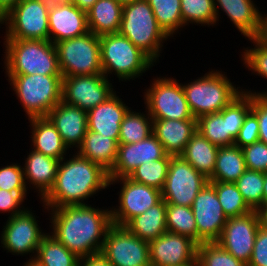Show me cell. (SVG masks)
<instances>
[{"label": "cell", "instance_id": "51", "mask_svg": "<svg viewBox=\"0 0 267 266\" xmlns=\"http://www.w3.org/2000/svg\"><path fill=\"white\" fill-rule=\"evenodd\" d=\"M258 220H259V227L264 230H267V205H262L256 210Z\"/></svg>", "mask_w": 267, "mask_h": 266}, {"label": "cell", "instance_id": "17", "mask_svg": "<svg viewBox=\"0 0 267 266\" xmlns=\"http://www.w3.org/2000/svg\"><path fill=\"white\" fill-rule=\"evenodd\" d=\"M192 211L197 226V244L216 242L227 222L215 188L208 182L192 203Z\"/></svg>", "mask_w": 267, "mask_h": 266}, {"label": "cell", "instance_id": "5", "mask_svg": "<svg viewBox=\"0 0 267 266\" xmlns=\"http://www.w3.org/2000/svg\"><path fill=\"white\" fill-rule=\"evenodd\" d=\"M224 70L210 69L204 75L181 83L193 116L220 112L241 92L242 88L227 77Z\"/></svg>", "mask_w": 267, "mask_h": 266}, {"label": "cell", "instance_id": "53", "mask_svg": "<svg viewBox=\"0 0 267 266\" xmlns=\"http://www.w3.org/2000/svg\"><path fill=\"white\" fill-rule=\"evenodd\" d=\"M20 0H0L1 7L8 13Z\"/></svg>", "mask_w": 267, "mask_h": 266}, {"label": "cell", "instance_id": "39", "mask_svg": "<svg viewBox=\"0 0 267 266\" xmlns=\"http://www.w3.org/2000/svg\"><path fill=\"white\" fill-rule=\"evenodd\" d=\"M169 163L170 155L166 154L162 159L142 163L129 175V178L162 191Z\"/></svg>", "mask_w": 267, "mask_h": 266}, {"label": "cell", "instance_id": "18", "mask_svg": "<svg viewBox=\"0 0 267 266\" xmlns=\"http://www.w3.org/2000/svg\"><path fill=\"white\" fill-rule=\"evenodd\" d=\"M258 228L259 220L256 211L240 217H230L216 242L236 259L248 265Z\"/></svg>", "mask_w": 267, "mask_h": 266}, {"label": "cell", "instance_id": "59", "mask_svg": "<svg viewBox=\"0 0 267 266\" xmlns=\"http://www.w3.org/2000/svg\"><path fill=\"white\" fill-rule=\"evenodd\" d=\"M49 3H58V2H72L73 0H45Z\"/></svg>", "mask_w": 267, "mask_h": 266}, {"label": "cell", "instance_id": "22", "mask_svg": "<svg viewBox=\"0 0 267 266\" xmlns=\"http://www.w3.org/2000/svg\"><path fill=\"white\" fill-rule=\"evenodd\" d=\"M47 117L55 125L68 148L71 151L77 150L88 130L87 111L60 101Z\"/></svg>", "mask_w": 267, "mask_h": 266}, {"label": "cell", "instance_id": "41", "mask_svg": "<svg viewBox=\"0 0 267 266\" xmlns=\"http://www.w3.org/2000/svg\"><path fill=\"white\" fill-rule=\"evenodd\" d=\"M199 266H248L223 249L217 242H203L197 247Z\"/></svg>", "mask_w": 267, "mask_h": 266}, {"label": "cell", "instance_id": "29", "mask_svg": "<svg viewBox=\"0 0 267 266\" xmlns=\"http://www.w3.org/2000/svg\"><path fill=\"white\" fill-rule=\"evenodd\" d=\"M125 227L144 241L155 240L167 231L166 202L161 199L144 213L132 218Z\"/></svg>", "mask_w": 267, "mask_h": 266}, {"label": "cell", "instance_id": "47", "mask_svg": "<svg viewBox=\"0 0 267 266\" xmlns=\"http://www.w3.org/2000/svg\"><path fill=\"white\" fill-rule=\"evenodd\" d=\"M251 111L259 124V141L267 144V103L258 95L251 93Z\"/></svg>", "mask_w": 267, "mask_h": 266}, {"label": "cell", "instance_id": "37", "mask_svg": "<svg viewBox=\"0 0 267 266\" xmlns=\"http://www.w3.org/2000/svg\"><path fill=\"white\" fill-rule=\"evenodd\" d=\"M180 2L184 29L190 24L207 27L217 25L214 0H180Z\"/></svg>", "mask_w": 267, "mask_h": 266}, {"label": "cell", "instance_id": "45", "mask_svg": "<svg viewBox=\"0 0 267 266\" xmlns=\"http://www.w3.org/2000/svg\"><path fill=\"white\" fill-rule=\"evenodd\" d=\"M29 191H7L0 189V213L8 214V218L23 212L27 207L24 201L27 199Z\"/></svg>", "mask_w": 267, "mask_h": 266}, {"label": "cell", "instance_id": "40", "mask_svg": "<svg viewBox=\"0 0 267 266\" xmlns=\"http://www.w3.org/2000/svg\"><path fill=\"white\" fill-rule=\"evenodd\" d=\"M235 184L253 211L263 205L264 173L247 169Z\"/></svg>", "mask_w": 267, "mask_h": 266}, {"label": "cell", "instance_id": "24", "mask_svg": "<svg viewBox=\"0 0 267 266\" xmlns=\"http://www.w3.org/2000/svg\"><path fill=\"white\" fill-rule=\"evenodd\" d=\"M217 24L220 11L226 14L233 26L245 37L255 38L259 33L262 13L255 0H214Z\"/></svg>", "mask_w": 267, "mask_h": 266}, {"label": "cell", "instance_id": "11", "mask_svg": "<svg viewBox=\"0 0 267 266\" xmlns=\"http://www.w3.org/2000/svg\"><path fill=\"white\" fill-rule=\"evenodd\" d=\"M34 212L27 207L23 212L7 218L0 232V247L11 255L29 254L30 258L26 262L34 261L41 240L48 232L41 229Z\"/></svg>", "mask_w": 267, "mask_h": 266}, {"label": "cell", "instance_id": "60", "mask_svg": "<svg viewBox=\"0 0 267 266\" xmlns=\"http://www.w3.org/2000/svg\"><path fill=\"white\" fill-rule=\"evenodd\" d=\"M22 266H37V265L33 262H25L22 264Z\"/></svg>", "mask_w": 267, "mask_h": 266}, {"label": "cell", "instance_id": "27", "mask_svg": "<svg viewBox=\"0 0 267 266\" xmlns=\"http://www.w3.org/2000/svg\"><path fill=\"white\" fill-rule=\"evenodd\" d=\"M28 121L31 130L30 149L58 160L68 156L70 149L48 117H34Z\"/></svg>", "mask_w": 267, "mask_h": 266}, {"label": "cell", "instance_id": "26", "mask_svg": "<svg viewBox=\"0 0 267 266\" xmlns=\"http://www.w3.org/2000/svg\"><path fill=\"white\" fill-rule=\"evenodd\" d=\"M196 132L197 119H153V134L170 156H180Z\"/></svg>", "mask_w": 267, "mask_h": 266}, {"label": "cell", "instance_id": "33", "mask_svg": "<svg viewBox=\"0 0 267 266\" xmlns=\"http://www.w3.org/2000/svg\"><path fill=\"white\" fill-rule=\"evenodd\" d=\"M79 259L47 233L41 240L33 263L37 266H78Z\"/></svg>", "mask_w": 267, "mask_h": 266}, {"label": "cell", "instance_id": "6", "mask_svg": "<svg viewBox=\"0 0 267 266\" xmlns=\"http://www.w3.org/2000/svg\"><path fill=\"white\" fill-rule=\"evenodd\" d=\"M119 33L159 63L163 46L171 39L159 26L147 0H135L123 6Z\"/></svg>", "mask_w": 267, "mask_h": 266}, {"label": "cell", "instance_id": "20", "mask_svg": "<svg viewBox=\"0 0 267 266\" xmlns=\"http://www.w3.org/2000/svg\"><path fill=\"white\" fill-rule=\"evenodd\" d=\"M166 155L162 144L154 134L137 143L119 144L109 179L129 177L142 163L162 159Z\"/></svg>", "mask_w": 267, "mask_h": 266}, {"label": "cell", "instance_id": "43", "mask_svg": "<svg viewBox=\"0 0 267 266\" xmlns=\"http://www.w3.org/2000/svg\"><path fill=\"white\" fill-rule=\"evenodd\" d=\"M21 163L11 162L0 167V189L7 191H30L28 190L23 166Z\"/></svg>", "mask_w": 267, "mask_h": 266}, {"label": "cell", "instance_id": "48", "mask_svg": "<svg viewBox=\"0 0 267 266\" xmlns=\"http://www.w3.org/2000/svg\"><path fill=\"white\" fill-rule=\"evenodd\" d=\"M248 266H267V230L258 228Z\"/></svg>", "mask_w": 267, "mask_h": 266}, {"label": "cell", "instance_id": "30", "mask_svg": "<svg viewBox=\"0 0 267 266\" xmlns=\"http://www.w3.org/2000/svg\"><path fill=\"white\" fill-rule=\"evenodd\" d=\"M123 6L117 0H98L87 11L88 28L95 35L118 33Z\"/></svg>", "mask_w": 267, "mask_h": 266}, {"label": "cell", "instance_id": "15", "mask_svg": "<svg viewBox=\"0 0 267 266\" xmlns=\"http://www.w3.org/2000/svg\"><path fill=\"white\" fill-rule=\"evenodd\" d=\"M112 266H151L149 242L136 237L125 226L112 225L100 252Z\"/></svg>", "mask_w": 267, "mask_h": 266}, {"label": "cell", "instance_id": "10", "mask_svg": "<svg viewBox=\"0 0 267 266\" xmlns=\"http://www.w3.org/2000/svg\"><path fill=\"white\" fill-rule=\"evenodd\" d=\"M62 77L103 74L100 39L93 32L55 43Z\"/></svg>", "mask_w": 267, "mask_h": 266}, {"label": "cell", "instance_id": "52", "mask_svg": "<svg viewBox=\"0 0 267 266\" xmlns=\"http://www.w3.org/2000/svg\"><path fill=\"white\" fill-rule=\"evenodd\" d=\"M97 1L98 0H73L72 2L78 9L87 13Z\"/></svg>", "mask_w": 267, "mask_h": 266}, {"label": "cell", "instance_id": "21", "mask_svg": "<svg viewBox=\"0 0 267 266\" xmlns=\"http://www.w3.org/2000/svg\"><path fill=\"white\" fill-rule=\"evenodd\" d=\"M49 41H59L83 36L89 31L87 13L78 9L73 2L50 3Z\"/></svg>", "mask_w": 267, "mask_h": 266}, {"label": "cell", "instance_id": "14", "mask_svg": "<svg viewBox=\"0 0 267 266\" xmlns=\"http://www.w3.org/2000/svg\"><path fill=\"white\" fill-rule=\"evenodd\" d=\"M209 180L181 156H170L165 185L161 191L166 204L191 207Z\"/></svg>", "mask_w": 267, "mask_h": 266}, {"label": "cell", "instance_id": "32", "mask_svg": "<svg viewBox=\"0 0 267 266\" xmlns=\"http://www.w3.org/2000/svg\"><path fill=\"white\" fill-rule=\"evenodd\" d=\"M247 170L242 148L237 145L219 147L216 165L209 181L235 183Z\"/></svg>", "mask_w": 267, "mask_h": 266}, {"label": "cell", "instance_id": "7", "mask_svg": "<svg viewBox=\"0 0 267 266\" xmlns=\"http://www.w3.org/2000/svg\"><path fill=\"white\" fill-rule=\"evenodd\" d=\"M27 119L47 117L62 101V75H5Z\"/></svg>", "mask_w": 267, "mask_h": 266}, {"label": "cell", "instance_id": "31", "mask_svg": "<svg viewBox=\"0 0 267 266\" xmlns=\"http://www.w3.org/2000/svg\"><path fill=\"white\" fill-rule=\"evenodd\" d=\"M218 149L217 145L212 144L197 131L180 156L209 179L215 169Z\"/></svg>", "mask_w": 267, "mask_h": 266}, {"label": "cell", "instance_id": "34", "mask_svg": "<svg viewBox=\"0 0 267 266\" xmlns=\"http://www.w3.org/2000/svg\"><path fill=\"white\" fill-rule=\"evenodd\" d=\"M151 134H153V119L148 111L136 112L130 108L121 122L118 144L137 143Z\"/></svg>", "mask_w": 267, "mask_h": 266}, {"label": "cell", "instance_id": "16", "mask_svg": "<svg viewBox=\"0 0 267 266\" xmlns=\"http://www.w3.org/2000/svg\"><path fill=\"white\" fill-rule=\"evenodd\" d=\"M111 82L104 74L63 77L62 101L88 111L115 92Z\"/></svg>", "mask_w": 267, "mask_h": 266}, {"label": "cell", "instance_id": "49", "mask_svg": "<svg viewBox=\"0 0 267 266\" xmlns=\"http://www.w3.org/2000/svg\"><path fill=\"white\" fill-rule=\"evenodd\" d=\"M78 266H112V265L101 253H96L80 258Z\"/></svg>", "mask_w": 267, "mask_h": 266}, {"label": "cell", "instance_id": "38", "mask_svg": "<svg viewBox=\"0 0 267 266\" xmlns=\"http://www.w3.org/2000/svg\"><path fill=\"white\" fill-rule=\"evenodd\" d=\"M166 227L168 232L190 237L197 243V226L191 207L166 204Z\"/></svg>", "mask_w": 267, "mask_h": 266}, {"label": "cell", "instance_id": "56", "mask_svg": "<svg viewBox=\"0 0 267 266\" xmlns=\"http://www.w3.org/2000/svg\"><path fill=\"white\" fill-rule=\"evenodd\" d=\"M6 19H7V12L0 5V29L3 25L5 26Z\"/></svg>", "mask_w": 267, "mask_h": 266}, {"label": "cell", "instance_id": "13", "mask_svg": "<svg viewBox=\"0 0 267 266\" xmlns=\"http://www.w3.org/2000/svg\"><path fill=\"white\" fill-rule=\"evenodd\" d=\"M115 184L121 186L118 204L110 207L112 223L125 226L132 218L144 213L162 199L160 190L133 181L129 177L109 179V187Z\"/></svg>", "mask_w": 267, "mask_h": 266}, {"label": "cell", "instance_id": "25", "mask_svg": "<svg viewBox=\"0 0 267 266\" xmlns=\"http://www.w3.org/2000/svg\"><path fill=\"white\" fill-rule=\"evenodd\" d=\"M23 161V171L26 186L29 190H36L40 201L49 193L55 184L56 174L60 160L46 156L33 149L27 151ZM29 185V186H28Z\"/></svg>", "mask_w": 267, "mask_h": 266}, {"label": "cell", "instance_id": "4", "mask_svg": "<svg viewBox=\"0 0 267 266\" xmlns=\"http://www.w3.org/2000/svg\"><path fill=\"white\" fill-rule=\"evenodd\" d=\"M99 39L102 72L109 80L113 77L110 75H114L120 83L135 81L156 65L147 54L119 32L100 35Z\"/></svg>", "mask_w": 267, "mask_h": 266}, {"label": "cell", "instance_id": "3", "mask_svg": "<svg viewBox=\"0 0 267 266\" xmlns=\"http://www.w3.org/2000/svg\"><path fill=\"white\" fill-rule=\"evenodd\" d=\"M5 75H62L55 44L49 40L3 39Z\"/></svg>", "mask_w": 267, "mask_h": 266}, {"label": "cell", "instance_id": "46", "mask_svg": "<svg viewBox=\"0 0 267 266\" xmlns=\"http://www.w3.org/2000/svg\"><path fill=\"white\" fill-rule=\"evenodd\" d=\"M259 141V124L256 115L250 111L244 119L234 144L240 148Z\"/></svg>", "mask_w": 267, "mask_h": 266}, {"label": "cell", "instance_id": "23", "mask_svg": "<svg viewBox=\"0 0 267 266\" xmlns=\"http://www.w3.org/2000/svg\"><path fill=\"white\" fill-rule=\"evenodd\" d=\"M115 91L108 99L87 111L88 130L109 136L118 142L120 125L124 116L131 108Z\"/></svg>", "mask_w": 267, "mask_h": 266}, {"label": "cell", "instance_id": "35", "mask_svg": "<svg viewBox=\"0 0 267 266\" xmlns=\"http://www.w3.org/2000/svg\"><path fill=\"white\" fill-rule=\"evenodd\" d=\"M153 10L154 16L163 29L171 38L181 34L179 31L184 29L181 16L180 0H147Z\"/></svg>", "mask_w": 267, "mask_h": 266}, {"label": "cell", "instance_id": "28", "mask_svg": "<svg viewBox=\"0 0 267 266\" xmlns=\"http://www.w3.org/2000/svg\"><path fill=\"white\" fill-rule=\"evenodd\" d=\"M118 145V142L109 136L87 130L82 144L75 151L109 173L114 167Z\"/></svg>", "mask_w": 267, "mask_h": 266}, {"label": "cell", "instance_id": "1", "mask_svg": "<svg viewBox=\"0 0 267 266\" xmlns=\"http://www.w3.org/2000/svg\"><path fill=\"white\" fill-rule=\"evenodd\" d=\"M41 206L50 215L48 233L77 257L101 252L107 231L113 225L110 207L86 204L47 209Z\"/></svg>", "mask_w": 267, "mask_h": 266}, {"label": "cell", "instance_id": "8", "mask_svg": "<svg viewBox=\"0 0 267 266\" xmlns=\"http://www.w3.org/2000/svg\"><path fill=\"white\" fill-rule=\"evenodd\" d=\"M251 111V93L241 92L220 112L197 118V131L218 147L233 145Z\"/></svg>", "mask_w": 267, "mask_h": 266}, {"label": "cell", "instance_id": "54", "mask_svg": "<svg viewBox=\"0 0 267 266\" xmlns=\"http://www.w3.org/2000/svg\"><path fill=\"white\" fill-rule=\"evenodd\" d=\"M244 87H242V91L243 92H248V93H254V94H258L266 103H267V88L265 89V91L264 90H262V91H254V89H252L251 90V88H245V89H243Z\"/></svg>", "mask_w": 267, "mask_h": 266}, {"label": "cell", "instance_id": "36", "mask_svg": "<svg viewBox=\"0 0 267 266\" xmlns=\"http://www.w3.org/2000/svg\"><path fill=\"white\" fill-rule=\"evenodd\" d=\"M215 188L222 210L227 218L240 217L253 210L245 202L243 195L235 183L209 181Z\"/></svg>", "mask_w": 267, "mask_h": 266}, {"label": "cell", "instance_id": "12", "mask_svg": "<svg viewBox=\"0 0 267 266\" xmlns=\"http://www.w3.org/2000/svg\"><path fill=\"white\" fill-rule=\"evenodd\" d=\"M49 6L45 0H20L7 13L3 39L49 40Z\"/></svg>", "mask_w": 267, "mask_h": 266}, {"label": "cell", "instance_id": "44", "mask_svg": "<svg viewBox=\"0 0 267 266\" xmlns=\"http://www.w3.org/2000/svg\"><path fill=\"white\" fill-rule=\"evenodd\" d=\"M242 151L247 169L267 172V144L257 141L243 147Z\"/></svg>", "mask_w": 267, "mask_h": 266}, {"label": "cell", "instance_id": "9", "mask_svg": "<svg viewBox=\"0 0 267 266\" xmlns=\"http://www.w3.org/2000/svg\"><path fill=\"white\" fill-rule=\"evenodd\" d=\"M156 76L142 90L144 107L152 119H196L190 111L182 84L173 77Z\"/></svg>", "mask_w": 267, "mask_h": 266}, {"label": "cell", "instance_id": "58", "mask_svg": "<svg viewBox=\"0 0 267 266\" xmlns=\"http://www.w3.org/2000/svg\"><path fill=\"white\" fill-rule=\"evenodd\" d=\"M174 266H199L198 260L192 263L183 264V265H174Z\"/></svg>", "mask_w": 267, "mask_h": 266}, {"label": "cell", "instance_id": "57", "mask_svg": "<svg viewBox=\"0 0 267 266\" xmlns=\"http://www.w3.org/2000/svg\"><path fill=\"white\" fill-rule=\"evenodd\" d=\"M122 6L126 5V4H130L135 0H117Z\"/></svg>", "mask_w": 267, "mask_h": 266}, {"label": "cell", "instance_id": "2", "mask_svg": "<svg viewBox=\"0 0 267 266\" xmlns=\"http://www.w3.org/2000/svg\"><path fill=\"white\" fill-rule=\"evenodd\" d=\"M65 156L58 165L55 184L40 201L47 209L67 205H86L97 193L109 189V176L100 165L76 151Z\"/></svg>", "mask_w": 267, "mask_h": 266}, {"label": "cell", "instance_id": "19", "mask_svg": "<svg viewBox=\"0 0 267 266\" xmlns=\"http://www.w3.org/2000/svg\"><path fill=\"white\" fill-rule=\"evenodd\" d=\"M198 244L190 237L166 231L149 242L151 266H174L195 262Z\"/></svg>", "mask_w": 267, "mask_h": 266}, {"label": "cell", "instance_id": "50", "mask_svg": "<svg viewBox=\"0 0 267 266\" xmlns=\"http://www.w3.org/2000/svg\"><path fill=\"white\" fill-rule=\"evenodd\" d=\"M256 38L265 46H267V13L262 14L259 33Z\"/></svg>", "mask_w": 267, "mask_h": 266}, {"label": "cell", "instance_id": "55", "mask_svg": "<svg viewBox=\"0 0 267 266\" xmlns=\"http://www.w3.org/2000/svg\"><path fill=\"white\" fill-rule=\"evenodd\" d=\"M263 205H267V172L264 173Z\"/></svg>", "mask_w": 267, "mask_h": 266}, {"label": "cell", "instance_id": "42", "mask_svg": "<svg viewBox=\"0 0 267 266\" xmlns=\"http://www.w3.org/2000/svg\"><path fill=\"white\" fill-rule=\"evenodd\" d=\"M246 40L250 41L249 43L253 44V46L244 47L240 52L241 63L252 74L267 79V46L262 44L256 37Z\"/></svg>", "mask_w": 267, "mask_h": 266}]
</instances>
